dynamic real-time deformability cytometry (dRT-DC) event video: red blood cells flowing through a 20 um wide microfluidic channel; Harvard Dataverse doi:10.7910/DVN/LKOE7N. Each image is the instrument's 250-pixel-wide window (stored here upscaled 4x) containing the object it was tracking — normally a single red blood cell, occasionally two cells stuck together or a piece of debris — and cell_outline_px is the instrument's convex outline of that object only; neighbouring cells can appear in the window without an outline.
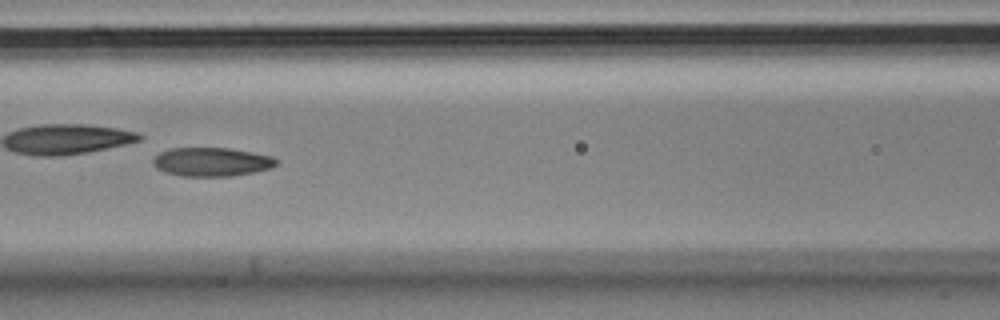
{"species": "Egyptian fruit bat (a non-hibernating species)", "species_latin": "Rousettus aegyptiacus", "temperature_condition": "cold", "stored_images_in_passage": 8, "camera_frame_rate_fps": 3000, "um_per_image_px": 0.085, "animal": {"sex": "male"}, "frame": {"image": 1, "passage_image": 6, "time_ms": 1.667, "image_size_px": [1000, 320], "cell_outline_px": [[276, 164], [272, 168], [256, 172], [232, 176], [180, 176], [164, 172], [156, 168], [152, 164], [152, 160], [160, 152], [168, 148], [228, 148], [252, 152], [272, 156], [276, 160]], "centroid_in_image_um": [17.96, 13.76], "position_along_channel_um": 148.6, "area_um2": 20.81}}